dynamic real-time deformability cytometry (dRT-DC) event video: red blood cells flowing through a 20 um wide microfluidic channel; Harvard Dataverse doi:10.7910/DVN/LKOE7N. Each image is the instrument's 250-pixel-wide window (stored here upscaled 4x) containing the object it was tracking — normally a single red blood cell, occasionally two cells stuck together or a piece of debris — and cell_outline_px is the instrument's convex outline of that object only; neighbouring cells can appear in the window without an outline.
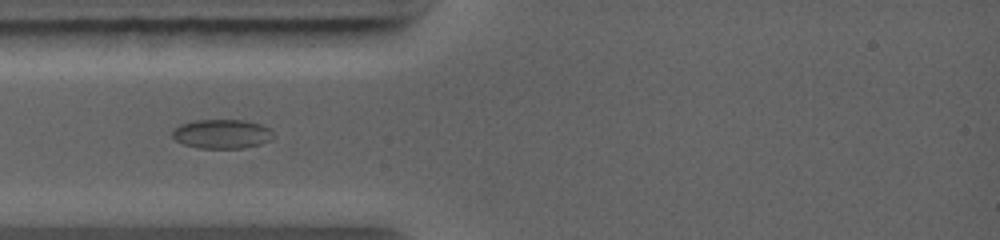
{"species": "common noctule bat (a hibernating species)", "species_latin": "Nyctalus noctula", "temperature_condition": "warm", "stored_images_in_passage": 66, "camera_frame_rate_fps": 5000, "um_per_image_px": 0.085, "animal": {"sex": "female", "body_mass_g": 19.0, "forearm_length_mm": 56.7}, "frame": {"image": 1, "passage_image": 1, "time_ms": 0.0, "image_size_px": [1000, 240], "cell_outline_px": [[276, 136], [272, 140], [260, 144], [240, 148], [200, 148], [184, 144], [176, 140], [172, 136], [172, 128], [180, 124], [196, 120], [244, 120], [260, 124], [268, 128]], "centroid_in_image_um": [18.86, 11.38], "position_along_channel_um": 66.1, "area_um2": 17.22}}
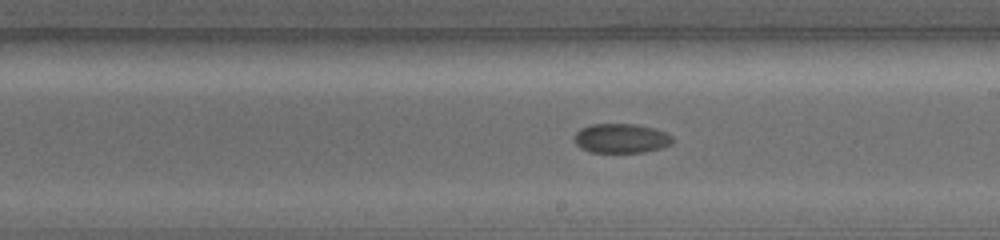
{"frame": {"image": 2, "passage_image": 24, "time_ms": 4.0, "image_size_px": [1000, 240], "cell_outline_px": [[672, 144], [660, 148], [644, 152], [588, 152], [580, 148], [572, 140], [572, 136], [580, 128], [592, 124], [636, 124], [656, 128], [672, 136]], "centroid_in_image_um": [52.75, 11.75], "position_along_channel_um": 236.3, "area_um2": 17.05}}
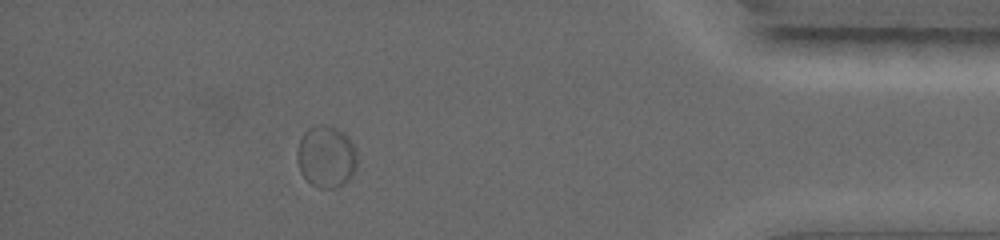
{"frame": {"image": 3, "passage_image": 48, "time_ms": 9.2, "image_size_px": [1000, 240], "cell_outline_px": [[356, 168], [352, 176], [344, 184], [332, 188], [316, 188], [300, 172], [296, 156], [296, 148], [300, 136], [308, 128], [316, 124], [324, 124], [336, 128], [344, 132], [348, 136], [356, 148]], "centroid_in_image_um": [27.71, 13.29], "position_along_channel_um": 407.5, "area_um2": 22.08}}